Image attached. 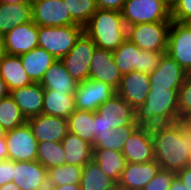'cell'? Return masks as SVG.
<instances>
[{
  "mask_svg": "<svg viewBox=\"0 0 191 190\" xmlns=\"http://www.w3.org/2000/svg\"><path fill=\"white\" fill-rule=\"evenodd\" d=\"M155 160L165 170L178 173L190 163L187 146V124L179 119L176 123L151 127Z\"/></svg>",
  "mask_w": 191,
  "mask_h": 190,
  "instance_id": "cell-1",
  "label": "cell"
},
{
  "mask_svg": "<svg viewBox=\"0 0 191 190\" xmlns=\"http://www.w3.org/2000/svg\"><path fill=\"white\" fill-rule=\"evenodd\" d=\"M84 32L99 48L113 52L127 39V26L120 11L97 9Z\"/></svg>",
  "mask_w": 191,
  "mask_h": 190,
  "instance_id": "cell-2",
  "label": "cell"
},
{
  "mask_svg": "<svg viewBox=\"0 0 191 190\" xmlns=\"http://www.w3.org/2000/svg\"><path fill=\"white\" fill-rule=\"evenodd\" d=\"M178 91L150 90L145 103L135 109L136 123L143 127L176 123L179 120Z\"/></svg>",
  "mask_w": 191,
  "mask_h": 190,
  "instance_id": "cell-3",
  "label": "cell"
},
{
  "mask_svg": "<svg viewBox=\"0 0 191 190\" xmlns=\"http://www.w3.org/2000/svg\"><path fill=\"white\" fill-rule=\"evenodd\" d=\"M112 53L122 76L135 70L146 74L152 73L166 54V52L141 50L129 39Z\"/></svg>",
  "mask_w": 191,
  "mask_h": 190,
  "instance_id": "cell-4",
  "label": "cell"
},
{
  "mask_svg": "<svg viewBox=\"0 0 191 190\" xmlns=\"http://www.w3.org/2000/svg\"><path fill=\"white\" fill-rule=\"evenodd\" d=\"M83 32L81 25L38 26V47L49 52L56 60H61L73 49Z\"/></svg>",
  "mask_w": 191,
  "mask_h": 190,
  "instance_id": "cell-5",
  "label": "cell"
},
{
  "mask_svg": "<svg viewBox=\"0 0 191 190\" xmlns=\"http://www.w3.org/2000/svg\"><path fill=\"white\" fill-rule=\"evenodd\" d=\"M121 14L126 26L172 22L171 7L163 0H126Z\"/></svg>",
  "mask_w": 191,
  "mask_h": 190,
  "instance_id": "cell-6",
  "label": "cell"
},
{
  "mask_svg": "<svg viewBox=\"0 0 191 190\" xmlns=\"http://www.w3.org/2000/svg\"><path fill=\"white\" fill-rule=\"evenodd\" d=\"M171 22L127 26V39L144 51L166 52Z\"/></svg>",
  "mask_w": 191,
  "mask_h": 190,
  "instance_id": "cell-7",
  "label": "cell"
},
{
  "mask_svg": "<svg viewBox=\"0 0 191 190\" xmlns=\"http://www.w3.org/2000/svg\"><path fill=\"white\" fill-rule=\"evenodd\" d=\"M96 47L93 40L83 32L73 49L61 59L67 72L78 83L89 79L90 62Z\"/></svg>",
  "mask_w": 191,
  "mask_h": 190,
  "instance_id": "cell-8",
  "label": "cell"
},
{
  "mask_svg": "<svg viewBox=\"0 0 191 190\" xmlns=\"http://www.w3.org/2000/svg\"><path fill=\"white\" fill-rule=\"evenodd\" d=\"M32 21L37 26L78 25L63 0H31Z\"/></svg>",
  "mask_w": 191,
  "mask_h": 190,
  "instance_id": "cell-9",
  "label": "cell"
},
{
  "mask_svg": "<svg viewBox=\"0 0 191 190\" xmlns=\"http://www.w3.org/2000/svg\"><path fill=\"white\" fill-rule=\"evenodd\" d=\"M8 159L13 161H35L37 157L38 141L26 122L25 124L8 130L5 136Z\"/></svg>",
  "mask_w": 191,
  "mask_h": 190,
  "instance_id": "cell-10",
  "label": "cell"
},
{
  "mask_svg": "<svg viewBox=\"0 0 191 190\" xmlns=\"http://www.w3.org/2000/svg\"><path fill=\"white\" fill-rule=\"evenodd\" d=\"M116 90L99 80L87 79L79 82L74 93L75 108L96 112L97 108L116 95Z\"/></svg>",
  "mask_w": 191,
  "mask_h": 190,
  "instance_id": "cell-11",
  "label": "cell"
},
{
  "mask_svg": "<svg viewBox=\"0 0 191 190\" xmlns=\"http://www.w3.org/2000/svg\"><path fill=\"white\" fill-rule=\"evenodd\" d=\"M166 53L172 57L186 73H191V28L185 23L172 20Z\"/></svg>",
  "mask_w": 191,
  "mask_h": 190,
  "instance_id": "cell-12",
  "label": "cell"
},
{
  "mask_svg": "<svg viewBox=\"0 0 191 190\" xmlns=\"http://www.w3.org/2000/svg\"><path fill=\"white\" fill-rule=\"evenodd\" d=\"M3 51L20 56L38 47V26L29 21L11 29L2 37Z\"/></svg>",
  "mask_w": 191,
  "mask_h": 190,
  "instance_id": "cell-13",
  "label": "cell"
},
{
  "mask_svg": "<svg viewBox=\"0 0 191 190\" xmlns=\"http://www.w3.org/2000/svg\"><path fill=\"white\" fill-rule=\"evenodd\" d=\"M89 78L104 82L116 91L119 89L122 74L111 51L96 47L90 62Z\"/></svg>",
  "mask_w": 191,
  "mask_h": 190,
  "instance_id": "cell-14",
  "label": "cell"
},
{
  "mask_svg": "<svg viewBox=\"0 0 191 190\" xmlns=\"http://www.w3.org/2000/svg\"><path fill=\"white\" fill-rule=\"evenodd\" d=\"M126 162L147 163L155 160L151 127L139 126L127 140L122 149Z\"/></svg>",
  "mask_w": 191,
  "mask_h": 190,
  "instance_id": "cell-15",
  "label": "cell"
},
{
  "mask_svg": "<svg viewBox=\"0 0 191 190\" xmlns=\"http://www.w3.org/2000/svg\"><path fill=\"white\" fill-rule=\"evenodd\" d=\"M21 190H47V169L35 161H13V179Z\"/></svg>",
  "mask_w": 191,
  "mask_h": 190,
  "instance_id": "cell-16",
  "label": "cell"
},
{
  "mask_svg": "<svg viewBox=\"0 0 191 190\" xmlns=\"http://www.w3.org/2000/svg\"><path fill=\"white\" fill-rule=\"evenodd\" d=\"M186 75L185 70L166 53L162 57L159 66L149 74L150 90H179Z\"/></svg>",
  "mask_w": 191,
  "mask_h": 190,
  "instance_id": "cell-17",
  "label": "cell"
},
{
  "mask_svg": "<svg viewBox=\"0 0 191 190\" xmlns=\"http://www.w3.org/2000/svg\"><path fill=\"white\" fill-rule=\"evenodd\" d=\"M96 112L102 116L106 127L113 130L124 125H138L135 109L117 93L110 100L101 104Z\"/></svg>",
  "mask_w": 191,
  "mask_h": 190,
  "instance_id": "cell-18",
  "label": "cell"
},
{
  "mask_svg": "<svg viewBox=\"0 0 191 190\" xmlns=\"http://www.w3.org/2000/svg\"><path fill=\"white\" fill-rule=\"evenodd\" d=\"M38 142H61L69 132L68 120L62 117L40 114L27 119Z\"/></svg>",
  "mask_w": 191,
  "mask_h": 190,
  "instance_id": "cell-19",
  "label": "cell"
},
{
  "mask_svg": "<svg viewBox=\"0 0 191 190\" xmlns=\"http://www.w3.org/2000/svg\"><path fill=\"white\" fill-rule=\"evenodd\" d=\"M150 86L149 74L135 70L122 76L120 87L116 92L131 107L137 109L145 103Z\"/></svg>",
  "mask_w": 191,
  "mask_h": 190,
  "instance_id": "cell-20",
  "label": "cell"
},
{
  "mask_svg": "<svg viewBox=\"0 0 191 190\" xmlns=\"http://www.w3.org/2000/svg\"><path fill=\"white\" fill-rule=\"evenodd\" d=\"M160 168L156 160L147 163L127 162L117 184L124 190H142L156 176Z\"/></svg>",
  "mask_w": 191,
  "mask_h": 190,
  "instance_id": "cell-21",
  "label": "cell"
},
{
  "mask_svg": "<svg viewBox=\"0 0 191 190\" xmlns=\"http://www.w3.org/2000/svg\"><path fill=\"white\" fill-rule=\"evenodd\" d=\"M17 106L26 119L42 114L44 88L40 83H32L10 91Z\"/></svg>",
  "mask_w": 191,
  "mask_h": 190,
  "instance_id": "cell-22",
  "label": "cell"
},
{
  "mask_svg": "<svg viewBox=\"0 0 191 190\" xmlns=\"http://www.w3.org/2000/svg\"><path fill=\"white\" fill-rule=\"evenodd\" d=\"M32 21L31 0L14 4L0 3V37L15 26Z\"/></svg>",
  "mask_w": 191,
  "mask_h": 190,
  "instance_id": "cell-23",
  "label": "cell"
},
{
  "mask_svg": "<svg viewBox=\"0 0 191 190\" xmlns=\"http://www.w3.org/2000/svg\"><path fill=\"white\" fill-rule=\"evenodd\" d=\"M40 84L44 90L54 92H64V94L74 95L78 82L75 81L65 69L61 60H56L45 72Z\"/></svg>",
  "mask_w": 191,
  "mask_h": 190,
  "instance_id": "cell-24",
  "label": "cell"
},
{
  "mask_svg": "<svg viewBox=\"0 0 191 190\" xmlns=\"http://www.w3.org/2000/svg\"><path fill=\"white\" fill-rule=\"evenodd\" d=\"M0 75L10 91L29 86L33 82L26 73L20 56L4 53L0 60Z\"/></svg>",
  "mask_w": 191,
  "mask_h": 190,
  "instance_id": "cell-25",
  "label": "cell"
},
{
  "mask_svg": "<svg viewBox=\"0 0 191 190\" xmlns=\"http://www.w3.org/2000/svg\"><path fill=\"white\" fill-rule=\"evenodd\" d=\"M22 65L33 83H40L45 72L56 61V58L41 47L20 55Z\"/></svg>",
  "mask_w": 191,
  "mask_h": 190,
  "instance_id": "cell-26",
  "label": "cell"
},
{
  "mask_svg": "<svg viewBox=\"0 0 191 190\" xmlns=\"http://www.w3.org/2000/svg\"><path fill=\"white\" fill-rule=\"evenodd\" d=\"M65 151L66 164L83 167L92 160L93 147L70 132L61 141Z\"/></svg>",
  "mask_w": 191,
  "mask_h": 190,
  "instance_id": "cell-27",
  "label": "cell"
},
{
  "mask_svg": "<svg viewBox=\"0 0 191 190\" xmlns=\"http://www.w3.org/2000/svg\"><path fill=\"white\" fill-rule=\"evenodd\" d=\"M75 110L74 95L44 90L42 114L67 119Z\"/></svg>",
  "mask_w": 191,
  "mask_h": 190,
  "instance_id": "cell-28",
  "label": "cell"
},
{
  "mask_svg": "<svg viewBox=\"0 0 191 190\" xmlns=\"http://www.w3.org/2000/svg\"><path fill=\"white\" fill-rule=\"evenodd\" d=\"M92 160H94L115 183L119 181L121 173L127 163L122 152L103 148H93Z\"/></svg>",
  "mask_w": 191,
  "mask_h": 190,
  "instance_id": "cell-29",
  "label": "cell"
},
{
  "mask_svg": "<svg viewBox=\"0 0 191 190\" xmlns=\"http://www.w3.org/2000/svg\"><path fill=\"white\" fill-rule=\"evenodd\" d=\"M115 184L94 160L83 166L80 190H109Z\"/></svg>",
  "mask_w": 191,
  "mask_h": 190,
  "instance_id": "cell-30",
  "label": "cell"
},
{
  "mask_svg": "<svg viewBox=\"0 0 191 190\" xmlns=\"http://www.w3.org/2000/svg\"><path fill=\"white\" fill-rule=\"evenodd\" d=\"M69 132L93 146L94 144V122L93 112L75 110L68 118Z\"/></svg>",
  "mask_w": 191,
  "mask_h": 190,
  "instance_id": "cell-31",
  "label": "cell"
},
{
  "mask_svg": "<svg viewBox=\"0 0 191 190\" xmlns=\"http://www.w3.org/2000/svg\"><path fill=\"white\" fill-rule=\"evenodd\" d=\"M139 127V125H124L110 133L99 135L93 144V148H103L122 152L125 141Z\"/></svg>",
  "mask_w": 191,
  "mask_h": 190,
  "instance_id": "cell-32",
  "label": "cell"
},
{
  "mask_svg": "<svg viewBox=\"0 0 191 190\" xmlns=\"http://www.w3.org/2000/svg\"><path fill=\"white\" fill-rule=\"evenodd\" d=\"M65 154L61 142H38L36 160L49 169L66 164Z\"/></svg>",
  "mask_w": 191,
  "mask_h": 190,
  "instance_id": "cell-33",
  "label": "cell"
},
{
  "mask_svg": "<svg viewBox=\"0 0 191 190\" xmlns=\"http://www.w3.org/2000/svg\"><path fill=\"white\" fill-rule=\"evenodd\" d=\"M83 167L64 164L47 169L48 188L65 184H80Z\"/></svg>",
  "mask_w": 191,
  "mask_h": 190,
  "instance_id": "cell-34",
  "label": "cell"
},
{
  "mask_svg": "<svg viewBox=\"0 0 191 190\" xmlns=\"http://www.w3.org/2000/svg\"><path fill=\"white\" fill-rule=\"evenodd\" d=\"M27 122L13 98L8 95L0 100V124L6 130H12Z\"/></svg>",
  "mask_w": 191,
  "mask_h": 190,
  "instance_id": "cell-35",
  "label": "cell"
},
{
  "mask_svg": "<svg viewBox=\"0 0 191 190\" xmlns=\"http://www.w3.org/2000/svg\"><path fill=\"white\" fill-rule=\"evenodd\" d=\"M67 9L70 11L72 19L84 27L96 12L95 0H63Z\"/></svg>",
  "mask_w": 191,
  "mask_h": 190,
  "instance_id": "cell-36",
  "label": "cell"
},
{
  "mask_svg": "<svg viewBox=\"0 0 191 190\" xmlns=\"http://www.w3.org/2000/svg\"><path fill=\"white\" fill-rule=\"evenodd\" d=\"M177 173L160 168L156 176L142 190H169Z\"/></svg>",
  "mask_w": 191,
  "mask_h": 190,
  "instance_id": "cell-37",
  "label": "cell"
},
{
  "mask_svg": "<svg viewBox=\"0 0 191 190\" xmlns=\"http://www.w3.org/2000/svg\"><path fill=\"white\" fill-rule=\"evenodd\" d=\"M191 109V73H187L184 83L178 91L179 119Z\"/></svg>",
  "mask_w": 191,
  "mask_h": 190,
  "instance_id": "cell-38",
  "label": "cell"
},
{
  "mask_svg": "<svg viewBox=\"0 0 191 190\" xmlns=\"http://www.w3.org/2000/svg\"><path fill=\"white\" fill-rule=\"evenodd\" d=\"M191 17V0H176L171 6V19L185 23Z\"/></svg>",
  "mask_w": 191,
  "mask_h": 190,
  "instance_id": "cell-39",
  "label": "cell"
},
{
  "mask_svg": "<svg viewBox=\"0 0 191 190\" xmlns=\"http://www.w3.org/2000/svg\"><path fill=\"white\" fill-rule=\"evenodd\" d=\"M13 179V160L0 161V187Z\"/></svg>",
  "mask_w": 191,
  "mask_h": 190,
  "instance_id": "cell-40",
  "label": "cell"
},
{
  "mask_svg": "<svg viewBox=\"0 0 191 190\" xmlns=\"http://www.w3.org/2000/svg\"><path fill=\"white\" fill-rule=\"evenodd\" d=\"M93 122H94V140L99 136V135H105L107 133H110L112 128L106 127L104 124V121L102 119V116L99 115L97 112H93Z\"/></svg>",
  "mask_w": 191,
  "mask_h": 190,
  "instance_id": "cell-41",
  "label": "cell"
},
{
  "mask_svg": "<svg viewBox=\"0 0 191 190\" xmlns=\"http://www.w3.org/2000/svg\"><path fill=\"white\" fill-rule=\"evenodd\" d=\"M126 0H95L97 9L122 10Z\"/></svg>",
  "mask_w": 191,
  "mask_h": 190,
  "instance_id": "cell-42",
  "label": "cell"
},
{
  "mask_svg": "<svg viewBox=\"0 0 191 190\" xmlns=\"http://www.w3.org/2000/svg\"><path fill=\"white\" fill-rule=\"evenodd\" d=\"M177 177L185 185L187 190H191V167L185 166L181 171L177 173Z\"/></svg>",
  "mask_w": 191,
  "mask_h": 190,
  "instance_id": "cell-43",
  "label": "cell"
},
{
  "mask_svg": "<svg viewBox=\"0 0 191 190\" xmlns=\"http://www.w3.org/2000/svg\"><path fill=\"white\" fill-rule=\"evenodd\" d=\"M8 159V150L5 138H0V161Z\"/></svg>",
  "mask_w": 191,
  "mask_h": 190,
  "instance_id": "cell-44",
  "label": "cell"
},
{
  "mask_svg": "<svg viewBox=\"0 0 191 190\" xmlns=\"http://www.w3.org/2000/svg\"><path fill=\"white\" fill-rule=\"evenodd\" d=\"M47 190H80V184H65L62 186H54Z\"/></svg>",
  "mask_w": 191,
  "mask_h": 190,
  "instance_id": "cell-45",
  "label": "cell"
},
{
  "mask_svg": "<svg viewBox=\"0 0 191 190\" xmlns=\"http://www.w3.org/2000/svg\"><path fill=\"white\" fill-rule=\"evenodd\" d=\"M9 93L10 92L7 88L6 82L3 80V78L0 75V100L8 96Z\"/></svg>",
  "mask_w": 191,
  "mask_h": 190,
  "instance_id": "cell-46",
  "label": "cell"
},
{
  "mask_svg": "<svg viewBox=\"0 0 191 190\" xmlns=\"http://www.w3.org/2000/svg\"><path fill=\"white\" fill-rule=\"evenodd\" d=\"M169 190H187L185 185L181 182V180L176 176L174 181L172 182L171 187Z\"/></svg>",
  "mask_w": 191,
  "mask_h": 190,
  "instance_id": "cell-47",
  "label": "cell"
},
{
  "mask_svg": "<svg viewBox=\"0 0 191 190\" xmlns=\"http://www.w3.org/2000/svg\"><path fill=\"white\" fill-rule=\"evenodd\" d=\"M0 190H21L16 184L13 182L6 183L0 187Z\"/></svg>",
  "mask_w": 191,
  "mask_h": 190,
  "instance_id": "cell-48",
  "label": "cell"
},
{
  "mask_svg": "<svg viewBox=\"0 0 191 190\" xmlns=\"http://www.w3.org/2000/svg\"><path fill=\"white\" fill-rule=\"evenodd\" d=\"M187 146L191 156V125L187 124Z\"/></svg>",
  "mask_w": 191,
  "mask_h": 190,
  "instance_id": "cell-49",
  "label": "cell"
},
{
  "mask_svg": "<svg viewBox=\"0 0 191 190\" xmlns=\"http://www.w3.org/2000/svg\"><path fill=\"white\" fill-rule=\"evenodd\" d=\"M181 120L188 124L191 125V109L189 111H187L182 117Z\"/></svg>",
  "mask_w": 191,
  "mask_h": 190,
  "instance_id": "cell-50",
  "label": "cell"
},
{
  "mask_svg": "<svg viewBox=\"0 0 191 190\" xmlns=\"http://www.w3.org/2000/svg\"><path fill=\"white\" fill-rule=\"evenodd\" d=\"M22 1H28V0H0V3L14 4V3L22 2Z\"/></svg>",
  "mask_w": 191,
  "mask_h": 190,
  "instance_id": "cell-51",
  "label": "cell"
},
{
  "mask_svg": "<svg viewBox=\"0 0 191 190\" xmlns=\"http://www.w3.org/2000/svg\"><path fill=\"white\" fill-rule=\"evenodd\" d=\"M7 131L0 124V138H5Z\"/></svg>",
  "mask_w": 191,
  "mask_h": 190,
  "instance_id": "cell-52",
  "label": "cell"
},
{
  "mask_svg": "<svg viewBox=\"0 0 191 190\" xmlns=\"http://www.w3.org/2000/svg\"><path fill=\"white\" fill-rule=\"evenodd\" d=\"M109 190H124L120 185L117 183L113 185Z\"/></svg>",
  "mask_w": 191,
  "mask_h": 190,
  "instance_id": "cell-53",
  "label": "cell"
},
{
  "mask_svg": "<svg viewBox=\"0 0 191 190\" xmlns=\"http://www.w3.org/2000/svg\"><path fill=\"white\" fill-rule=\"evenodd\" d=\"M3 54H4V51H3V46H2V37H0V60H1V57Z\"/></svg>",
  "mask_w": 191,
  "mask_h": 190,
  "instance_id": "cell-54",
  "label": "cell"
},
{
  "mask_svg": "<svg viewBox=\"0 0 191 190\" xmlns=\"http://www.w3.org/2000/svg\"><path fill=\"white\" fill-rule=\"evenodd\" d=\"M163 1L171 7L176 0H163Z\"/></svg>",
  "mask_w": 191,
  "mask_h": 190,
  "instance_id": "cell-55",
  "label": "cell"
},
{
  "mask_svg": "<svg viewBox=\"0 0 191 190\" xmlns=\"http://www.w3.org/2000/svg\"><path fill=\"white\" fill-rule=\"evenodd\" d=\"M185 24L191 28V17L185 22Z\"/></svg>",
  "mask_w": 191,
  "mask_h": 190,
  "instance_id": "cell-56",
  "label": "cell"
}]
</instances>
